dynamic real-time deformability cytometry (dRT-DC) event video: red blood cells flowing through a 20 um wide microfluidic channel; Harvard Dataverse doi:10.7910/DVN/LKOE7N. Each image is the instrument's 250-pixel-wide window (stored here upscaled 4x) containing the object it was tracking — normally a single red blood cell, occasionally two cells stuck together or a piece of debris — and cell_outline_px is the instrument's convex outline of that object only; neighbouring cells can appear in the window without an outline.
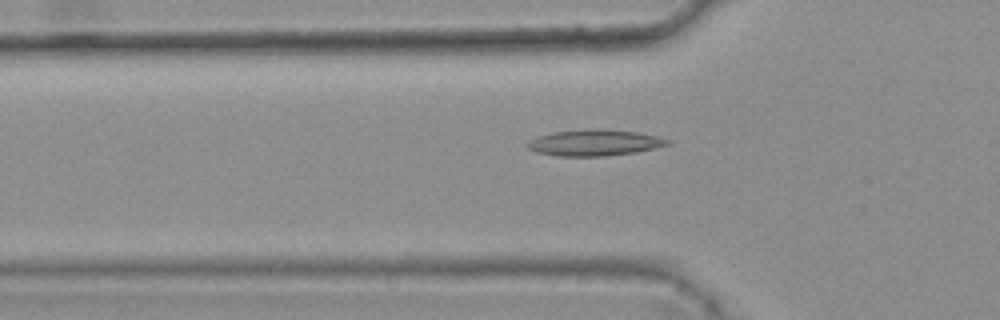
{"species": "common noctule bat (a hibernating species)", "species_latin": "Nyctalus noctula", "temperature_condition": "warm", "stored_images_in_passage": 35, "camera_frame_rate_fps": 3000, "um_per_image_px": 0.085, "animal": {"sex": "female", "body_mass_g": 25.1}, "frame": {"image": 1, "passage_image": 5, "time_ms": 1.333, "image_size_px": [1000, 320], "cell_outline_px": [[672, 140], [668, 144], [636, 152], [604, 156], [556, 156], [536, 152], [528, 148], [524, 144], [536, 136], [556, 132], [584, 128], [600, 128], [636, 132], [656, 136]], "centroid_in_image_um": [50.48, 12.12], "position_along_channel_um": 75.3, "area_um2": 21.44}}
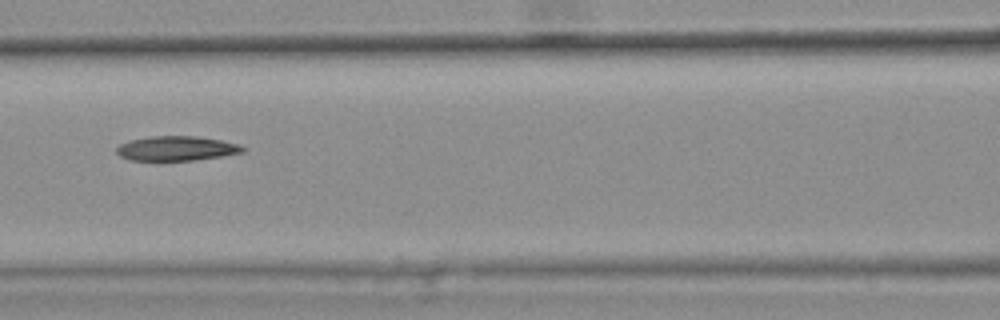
{"frame": {"image": 2, "passage_image": 11, "time_ms": 3.333, "image_size_px": [1000, 320], "cell_outline_px": [[244, 152], [196, 160], [132, 160], [120, 156], [116, 152], [116, 148], [120, 144], [128, 140], [148, 136], [196, 136], [220, 140], [240, 144], [244, 148]], "centroid_in_image_um": [14.98, 12.6], "position_along_channel_um": 151.6, "area_um2": 18.03}}
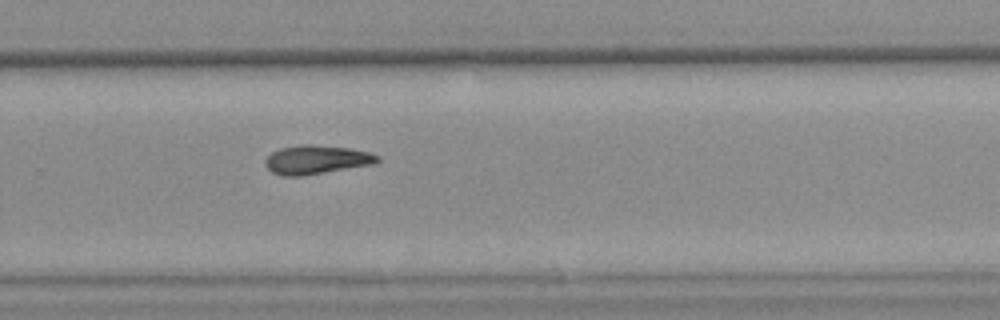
{"frame": {"image": 3, "passage_image": 23, "time_ms": 7.333, "image_size_px": [1000, 320], "cell_outline_px": [[380, 160], [376, 164], [304, 176], [284, 176], [272, 172], [264, 164], [264, 160], [272, 152], [280, 148], [304, 144], [312, 144], [352, 148], [368, 152], [380, 156]], "centroid_in_image_um": [26.93, 13.57], "position_along_channel_um": 302.9, "area_um2": 19.13}}